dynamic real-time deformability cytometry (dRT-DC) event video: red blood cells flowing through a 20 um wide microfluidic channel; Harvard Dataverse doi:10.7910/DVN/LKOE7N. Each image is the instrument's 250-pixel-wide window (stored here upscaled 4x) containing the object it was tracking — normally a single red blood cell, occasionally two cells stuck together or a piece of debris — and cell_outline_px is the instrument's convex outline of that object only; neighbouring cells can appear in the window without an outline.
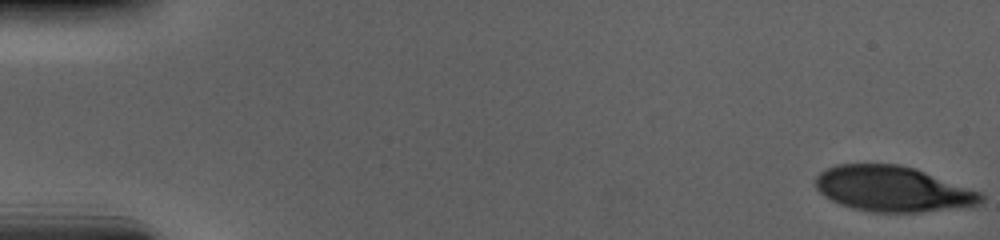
{"species": "human", "species_latin": "Homo sapiens", "temperature_condition": "cold", "stored_images_in_passage": 56, "camera_frame_rate_fps": 3000, "um_per_image_px": 0.085, "donor": {"sex": "male"}, "frame": {"image": 1, "passage_image": 1, "time_ms": 0.0, "image_size_px": [1000, 240], "cell_outline_px": [[984, 200], [980, 204], [920, 212], [872, 212], [852, 208], [840, 204], [824, 196], [816, 188], [816, 176], [820, 172], [836, 164], [900, 164], [916, 168], [980, 192], [984, 196]], "centroid_in_image_um": [75.86, 16.05], "position_along_channel_um": 9.1, "area_um2": 43.64}}
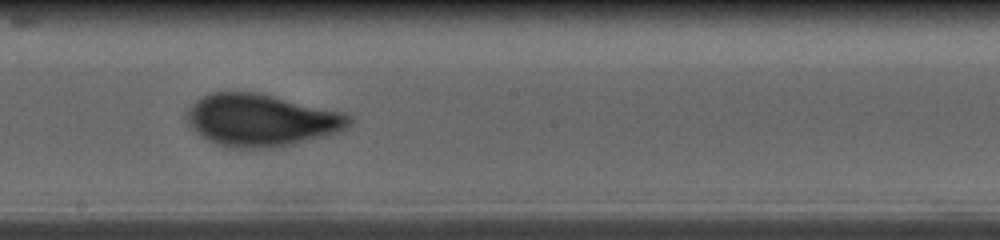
{"frame": {"image": 2, "passage_image": 32, "time_ms": 10.333, "image_size_px": [1000, 240], "cell_outline_px": [[352, 124], [348, 128], [332, 136], [280, 148], [224, 148], [200, 136], [188, 124], [184, 116], [184, 112], [200, 96], [208, 92], [264, 92], [344, 112], [352, 116]], "centroid_in_image_um": [22.25, 10.22], "position_along_channel_um": 225.9, "area_um2": 51.27}}
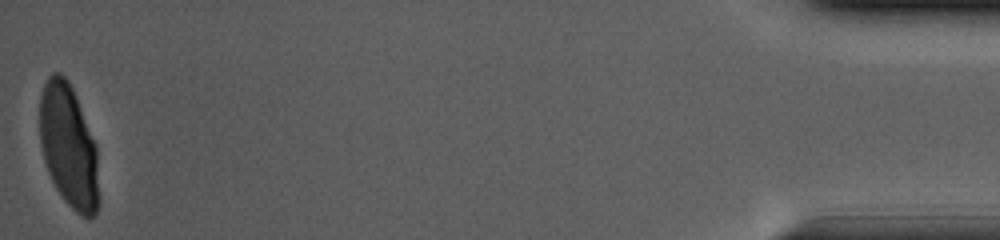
{"frame": {"image": 3, "passage_image": 56, "time_ms": 18.333, "image_size_px": [1000, 240], "cell_outline_px": [[100, 204], [96, 212], [92, 216], [80, 216], [64, 200], [56, 188], [48, 172], [44, 160], [40, 144], [40, 96], [44, 84], [48, 76], [52, 72], [60, 72], [68, 80], [76, 96], [96, 144], [100, 200]], "centroid_in_image_um": [5.84, 12.43], "position_along_channel_um": 429.4, "area_um2": 42.77}, "authors_computed_cell_mechanics": {"area_um2": 46.9914, "velocity_mm_per_s": 3.6764, "shape_relaxation_time_tau1_ms": 4.8811, "shape_relaxation_time_tau2_ms": null, "deformation_change_tau1": 0.1856, "deformation_change_tau2": null}}